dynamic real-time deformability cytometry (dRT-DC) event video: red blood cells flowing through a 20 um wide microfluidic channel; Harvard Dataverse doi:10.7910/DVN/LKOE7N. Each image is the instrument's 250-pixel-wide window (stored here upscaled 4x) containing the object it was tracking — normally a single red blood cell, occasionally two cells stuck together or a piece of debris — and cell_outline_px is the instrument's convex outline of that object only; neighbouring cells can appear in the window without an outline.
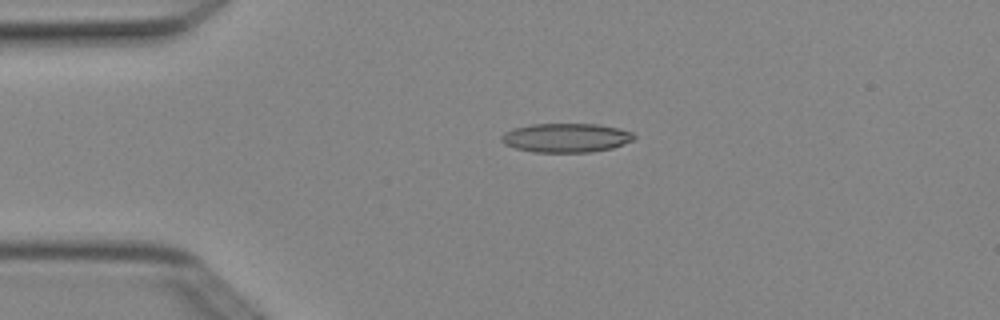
{"species": "Egyptian fruit bat (a non-hibernating species)", "species_latin": "Rousettus aegyptiacus", "temperature_condition": "cold", "stored_images_in_passage": 3, "camera_frame_rate_fps": 3000, "um_per_image_px": 0.085, "animal": {"sex": "female"}, "frame": {"image": 1, "passage_image": 3, "time_ms": 0.667, "image_size_px": [1000, 320], "cell_outline_px": [[636, 136], [632, 140], [612, 148], [592, 152], [532, 152], [516, 148], [504, 144], [500, 140], [500, 136], [504, 132], [516, 128], [532, 124], [596, 124], [620, 128], [632, 132]], "centroid_in_image_um": [48.11, 11.71], "position_along_channel_um": 36.9, "area_um2": 22.43}}